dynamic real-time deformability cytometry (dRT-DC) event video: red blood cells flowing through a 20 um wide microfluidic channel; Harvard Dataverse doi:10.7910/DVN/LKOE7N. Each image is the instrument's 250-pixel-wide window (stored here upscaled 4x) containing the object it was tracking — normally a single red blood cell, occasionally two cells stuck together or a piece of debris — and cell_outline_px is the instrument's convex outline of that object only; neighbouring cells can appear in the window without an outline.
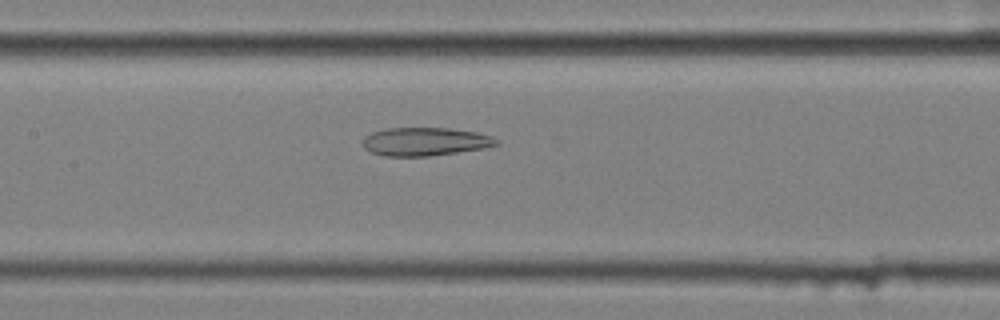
{"species": "common noctule bat (a hibernating species)", "species_latin": "Nyctalus noctula", "temperature_condition": "cold", "stored_images_in_passage": 40, "camera_frame_rate_fps": 3000, "um_per_image_px": 0.085, "animal": {"sex": "female", "body_mass_g": 25.1}, "frame": {"image": 1, "passage_image": 11, "time_ms": 3.333, "image_size_px": [1000, 320], "cell_outline_px": [[500, 144], [484, 148], [428, 156], [384, 156], [372, 152], [364, 148], [364, 136], [372, 132], [388, 128], [448, 128], [476, 132], [492, 136], [500, 140]], "centroid_in_image_um": [36.16, 12.03], "position_along_channel_um": 171.2, "area_um2": 21.96}}
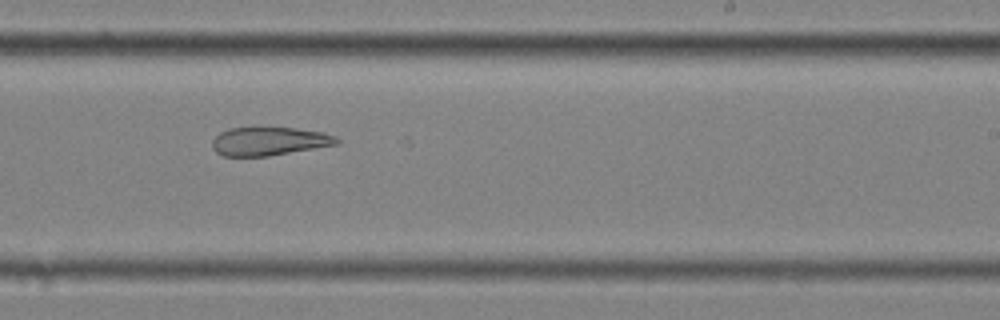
{"frame": {"image": 2, "passage_image": 19, "time_ms": 6.0, "image_size_px": [1000, 320], "cell_outline_px": [[340, 144], [268, 156], [224, 156], [216, 152], [212, 148], [212, 140], [220, 132], [228, 128], [296, 128], [324, 132], [336, 136], [340, 140]], "centroid_in_image_um": [22.9, 12.01], "position_along_channel_um": 266.1, "area_um2": 20.69}}
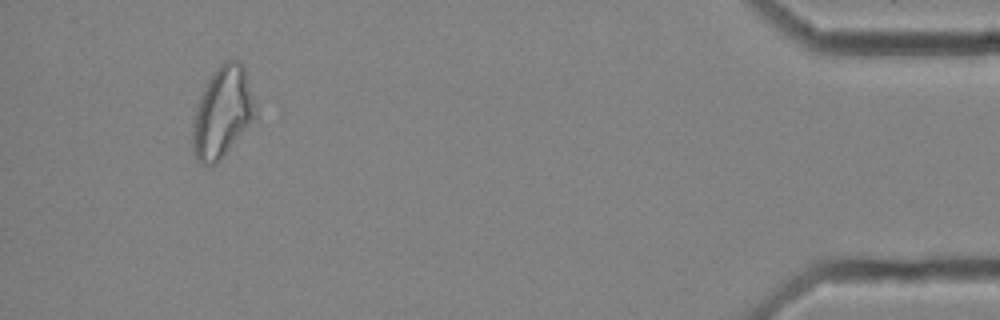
{"frame": {"image": 3, "passage_image": 37, "time_ms": 12.0, "image_size_px": [1000, 320], "cell_outline_px": [[256, 116], [220, 160], [216, 164], [200, 164], [192, 148], [192, 124], [196, 104], [212, 72], [224, 60], [232, 56], [240, 60], [244, 68], [256, 108]], "centroid_in_image_um": [18.88, 9.5], "position_along_channel_um": 416.3, "area_um2": 33.18}, "authors_computed_cell_mechanics": {"area_um2": 23.8136, "velocity_mm_per_s": 3.5685, "shape_relaxation_time_tau1_ms": null, "shape_relaxation_time_tau2_ms": 6.0156, "deformation_change_tau1": null, "deformation_change_tau2": 0.1461}}